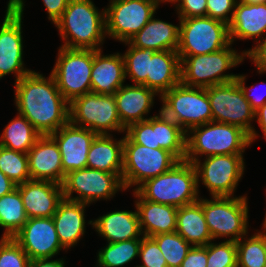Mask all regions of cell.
<instances>
[{"instance_id":"cell-1","label":"cell","mask_w":266,"mask_h":267,"mask_svg":"<svg viewBox=\"0 0 266 267\" xmlns=\"http://www.w3.org/2000/svg\"><path fill=\"white\" fill-rule=\"evenodd\" d=\"M14 105L41 135H51L69 122V102L62 96L53 75L35 70L14 84Z\"/></svg>"},{"instance_id":"cell-2","label":"cell","mask_w":266,"mask_h":267,"mask_svg":"<svg viewBox=\"0 0 266 267\" xmlns=\"http://www.w3.org/2000/svg\"><path fill=\"white\" fill-rule=\"evenodd\" d=\"M70 49L100 50L106 39L105 9L93 0H70L61 18L54 24Z\"/></svg>"},{"instance_id":"cell-3","label":"cell","mask_w":266,"mask_h":267,"mask_svg":"<svg viewBox=\"0 0 266 267\" xmlns=\"http://www.w3.org/2000/svg\"><path fill=\"white\" fill-rule=\"evenodd\" d=\"M144 200L176 208L199 200L197 172L193 163L182 160L166 173L146 180L135 190Z\"/></svg>"},{"instance_id":"cell-4","label":"cell","mask_w":266,"mask_h":267,"mask_svg":"<svg viewBox=\"0 0 266 267\" xmlns=\"http://www.w3.org/2000/svg\"><path fill=\"white\" fill-rule=\"evenodd\" d=\"M248 146L249 134L242 128L211 121L187 132L185 160L194 163L204 155L243 154Z\"/></svg>"},{"instance_id":"cell-5","label":"cell","mask_w":266,"mask_h":267,"mask_svg":"<svg viewBox=\"0 0 266 267\" xmlns=\"http://www.w3.org/2000/svg\"><path fill=\"white\" fill-rule=\"evenodd\" d=\"M179 58L180 82L186 86L200 88L236 80L238 74H228L225 71L241 64L245 59L244 52L238 53L232 48V43L214 53Z\"/></svg>"},{"instance_id":"cell-6","label":"cell","mask_w":266,"mask_h":267,"mask_svg":"<svg viewBox=\"0 0 266 267\" xmlns=\"http://www.w3.org/2000/svg\"><path fill=\"white\" fill-rule=\"evenodd\" d=\"M247 200L246 195L201 197L207 227L214 241L224 237L226 241H238L249 234Z\"/></svg>"},{"instance_id":"cell-7","label":"cell","mask_w":266,"mask_h":267,"mask_svg":"<svg viewBox=\"0 0 266 267\" xmlns=\"http://www.w3.org/2000/svg\"><path fill=\"white\" fill-rule=\"evenodd\" d=\"M179 160L169 151L134 143L126 134L123 141L122 182L135 191L146 180L166 173Z\"/></svg>"},{"instance_id":"cell-8","label":"cell","mask_w":266,"mask_h":267,"mask_svg":"<svg viewBox=\"0 0 266 267\" xmlns=\"http://www.w3.org/2000/svg\"><path fill=\"white\" fill-rule=\"evenodd\" d=\"M160 110L186 133L193 127L212 121L206 88L190 87L181 82L161 97Z\"/></svg>"},{"instance_id":"cell-9","label":"cell","mask_w":266,"mask_h":267,"mask_svg":"<svg viewBox=\"0 0 266 267\" xmlns=\"http://www.w3.org/2000/svg\"><path fill=\"white\" fill-rule=\"evenodd\" d=\"M212 110V121L238 126L249 134L252 144L259 137L252 126L255 111L236 80L206 88Z\"/></svg>"},{"instance_id":"cell-10","label":"cell","mask_w":266,"mask_h":267,"mask_svg":"<svg viewBox=\"0 0 266 267\" xmlns=\"http://www.w3.org/2000/svg\"><path fill=\"white\" fill-rule=\"evenodd\" d=\"M69 122L87 128L96 134L124 133L114 95L86 93L69 103ZM111 132V133H110Z\"/></svg>"},{"instance_id":"cell-11","label":"cell","mask_w":266,"mask_h":267,"mask_svg":"<svg viewBox=\"0 0 266 267\" xmlns=\"http://www.w3.org/2000/svg\"><path fill=\"white\" fill-rule=\"evenodd\" d=\"M92 66L93 50L59 47L51 74L60 93L69 103L91 92Z\"/></svg>"},{"instance_id":"cell-12","label":"cell","mask_w":266,"mask_h":267,"mask_svg":"<svg viewBox=\"0 0 266 267\" xmlns=\"http://www.w3.org/2000/svg\"><path fill=\"white\" fill-rule=\"evenodd\" d=\"M179 56H194L217 52L230 42L228 25L211 17L179 19Z\"/></svg>"},{"instance_id":"cell-13","label":"cell","mask_w":266,"mask_h":267,"mask_svg":"<svg viewBox=\"0 0 266 267\" xmlns=\"http://www.w3.org/2000/svg\"><path fill=\"white\" fill-rule=\"evenodd\" d=\"M24 0H9L0 25V80L14 74L15 82L32 70L23 61V11Z\"/></svg>"},{"instance_id":"cell-14","label":"cell","mask_w":266,"mask_h":267,"mask_svg":"<svg viewBox=\"0 0 266 267\" xmlns=\"http://www.w3.org/2000/svg\"><path fill=\"white\" fill-rule=\"evenodd\" d=\"M63 197L70 201L90 204L109 200L119 191H125L122 173H108L98 169L83 168L66 174L62 183ZM76 193L77 196H73Z\"/></svg>"},{"instance_id":"cell-15","label":"cell","mask_w":266,"mask_h":267,"mask_svg":"<svg viewBox=\"0 0 266 267\" xmlns=\"http://www.w3.org/2000/svg\"><path fill=\"white\" fill-rule=\"evenodd\" d=\"M244 154L212 155L196 160L193 164L197 172V188L204 184L215 196H234L238 183L244 175Z\"/></svg>"},{"instance_id":"cell-16","label":"cell","mask_w":266,"mask_h":267,"mask_svg":"<svg viewBox=\"0 0 266 267\" xmlns=\"http://www.w3.org/2000/svg\"><path fill=\"white\" fill-rule=\"evenodd\" d=\"M153 0H110L105 8L106 36L128 42L156 13Z\"/></svg>"},{"instance_id":"cell-17","label":"cell","mask_w":266,"mask_h":267,"mask_svg":"<svg viewBox=\"0 0 266 267\" xmlns=\"http://www.w3.org/2000/svg\"><path fill=\"white\" fill-rule=\"evenodd\" d=\"M12 238L30 260L54 258L62 249L67 252L59 241L52 217L29 218Z\"/></svg>"},{"instance_id":"cell-18","label":"cell","mask_w":266,"mask_h":267,"mask_svg":"<svg viewBox=\"0 0 266 267\" xmlns=\"http://www.w3.org/2000/svg\"><path fill=\"white\" fill-rule=\"evenodd\" d=\"M97 135L70 122L50 135L58 144L61 153L64 179L71 171L87 168L88 151Z\"/></svg>"},{"instance_id":"cell-19","label":"cell","mask_w":266,"mask_h":267,"mask_svg":"<svg viewBox=\"0 0 266 267\" xmlns=\"http://www.w3.org/2000/svg\"><path fill=\"white\" fill-rule=\"evenodd\" d=\"M29 218L53 217L64 199L62 185L52 181L30 180L16 186Z\"/></svg>"},{"instance_id":"cell-20","label":"cell","mask_w":266,"mask_h":267,"mask_svg":"<svg viewBox=\"0 0 266 267\" xmlns=\"http://www.w3.org/2000/svg\"><path fill=\"white\" fill-rule=\"evenodd\" d=\"M27 157L31 180L52 181L62 185L64 171L61 153L50 135L40 136L28 151Z\"/></svg>"},{"instance_id":"cell-21","label":"cell","mask_w":266,"mask_h":267,"mask_svg":"<svg viewBox=\"0 0 266 267\" xmlns=\"http://www.w3.org/2000/svg\"><path fill=\"white\" fill-rule=\"evenodd\" d=\"M102 53V49L93 50L91 92L114 95L126 81L124 58L119 52L108 55Z\"/></svg>"},{"instance_id":"cell-22","label":"cell","mask_w":266,"mask_h":267,"mask_svg":"<svg viewBox=\"0 0 266 267\" xmlns=\"http://www.w3.org/2000/svg\"><path fill=\"white\" fill-rule=\"evenodd\" d=\"M157 95L154 90L144 85H122L114 94L121 123L127 128L132 123L150 118L147 116Z\"/></svg>"},{"instance_id":"cell-23","label":"cell","mask_w":266,"mask_h":267,"mask_svg":"<svg viewBox=\"0 0 266 267\" xmlns=\"http://www.w3.org/2000/svg\"><path fill=\"white\" fill-rule=\"evenodd\" d=\"M88 224L107 243L142 239L143 237L137 209L134 212L129 210L112 211L95 220L88 221Z\"/></svg>"},{"instance_id":"cell-24","label":"cell","mask_w":266,"mask_h":267,"mask_svg":"<svg viewBox=\"0 0 266 267\" xmlns=\"http://www.w3.org/2000/svg\"><path fill=\"white\" fill-rule=\"evenodd\" d=\"M230 42L238 40H258L266 34V3L246 4L236 2L233 16L228 24Z\"/></svg>"},{"instance_id":"cell-25","label":"cell","mask_w":266,"mask_h":267,"mask_svg":"<svg viewBox=\"0 0 266 267\" xmlns=\"http://www.w3.org/2000/svg\"><path fill=\"white\" fill-rule=\"evenodd\" d=\"M88 204L63 199L53 215V222L61 245L70 249L85 235V211Z\"/></svg>"},{"instance_id":"cell-26","label":"cell","mask_w":266,"mask_h":267,"mask_svg":"<svg viewBox=\"0 0 266 267\" xmlns=\"http://www.w3.org/2000/svg\"><path fill=\"white\" fill-rule=\"evenodd\" d=\"M143 236L153 237L176 231L177 209L174 206L144 200L133 191Z\"/></svg>"},{"instance_id":"cell-27","label":"cell","mask_w":266,"mask_h":267,"mask_svg":"<svg viewBox=\"0 0 266 267\" xmlns=\"http://www.w3.org/2000/svg\"><path fill=\"white\" fill-rule=\"evenodd\" d=\"M151 17L148 23L128 42L141 49L158 51H177L180 25Z\"/></svg>"},{"instance_id":"cell-28","label":"cell","mask_w":266,"mask_h":267,"mask_svg":"<svg viewBox=\"0 0 266 267\" xmlns=\"http://www.w3.org/2000/svg\"><path fill=\"white\" fill-rule=\"evenodd\" d=\"M180 83V58L177 51H158L150 59L147 87L159 98Z\"/></svg>"},{"instance_id":"cell-29","label":"cell","mask_w":266,"mask_h":267,"mask_svg":"<svg viewBox=\"0 0 266 267\" xmlns=\"http://www.w3.org/2000/svg\"><path fill=\"white\" fill-rule=\"evenodd\" d=\"M113 137V134H100L95 137L88 151L87 168L122 173L124 137L120 140Z\"/></svg>"},{"instance_id":"cell-30","label":"cell","mask_w":266,"mask_h":267,"mask_svg":"<svg viewBox=\"0 0 266 267\" xmlns=\"http://www.w3.org/2000/svg\"><path fill=\"white\" fill-rule=\"evenodd\" d=\"M176 232L192 246H206L213 241L199 200L177 209Z\"/></svg>"},{"instance_id":"cell-31","label":"cell","mask_w":266,"mask_h":267,"mask_svg":"<svg viewBox=\"0 0 266 267\" xmlns=\"http://www.w3.org/2000/svg\"><path fill=\"white\" fill-rule=\"evenodd\" d=\"M40 136L34 126L17 113L3 129L0 146L27 154Z\"/></svg>"},{"instance_id":"cell-32","label":"cell","mask_w":266,"mask_h":267,"mask_svg":"<svg viewBox=\"0 0 266 267\" xmlns=\"http://www.w3.org/2000/svg\"><path fill=\"white\" fill-rule=\"evenodd\" d=\"M157 144L179 161L185 160L187 133L161 110L156 114Z\"/></svg>"},{"instance_id":"cell-33","label":"cell","mask_w":266,"mask_h":267,"mask_svg":"<svg viewBox=\"0 0 266 267\" xmlns=\"http://www.w3.org/2000/svg\"><path fill=\"white\" fill-rule=\"evenodd\" d=\"M27 220L28 217L17 187L0 197V227L4 230L2 237H13Z\"/></svg>"},{"instance_id":"cell-34","label":"cell","mask_w":266,"mask_h":267,"mask_svg":"<svg viewBox=\"0 0 266 267\" xmlns=\"http://www.w3.org/2000/svg\"><path fill=\"white\" fill-rule=\"evenodd\" d=\"M261 230L236 241L237 267H265L266 230L263 227Z\"/></svg>"},{"instance_id":"cell-35","label":"cell","mask_w":266,"mask_h":267,"mask_svg":"<svg viewBox=\"0 0 266 267\" xmlns=\"http://www.w3.org/2000/svg\"><path fill=\"white\" fill-rule=\"evenodd\" d=\"M140 245L141 239L106 243L98 251L96 263L101 267H124L138 257Z\"/></svg>"},{"instance_id":"cell-36","label":"cell","mask_w":266,"mask_h":267,"mask_svg":"<svg viewBox=\"0 0 266 267\" xmlns=\"http://www.w3.org/2000/svg\"><path fill=\"white\" fill-rule=\"evenodd\" d=\"M124 44L128 45L126 52L122 54L125 63V77H129L133 84L147 87L150 59L156 51L134 47L129 42H124Z\"/></svg>"},{"instance_id":"cell-37","label":"cell","mask_w":266,"mask_h":267,"mask_svg":"<svg viewBox=\"0 0 266 267\" xmlns=\"http://www.w3.org/2000/svg\"><path fill=\"white\" fill-rule=\"evenodd\" d=\"M158 244L167 263V267H180L192 245L176 231L162 233L152 237Z\"/></svg>"},{"instance_id":"cell-38","label":"cell","mask_w":266,"mask_h":267,"mask_svg":"<svg viewBox=\"0 0 266 267\" xmlns=\"http://www.w3.org/2000/svg\"><path fill=\"white\" fill-rule=\"evenodd\" d=\"M0 170L16 185L30 181L27 154L0 146Z\"/></svg>"},{"instance_id":"cell-39","label":"cell","mask_w":266,"mask_h":267,"mask_svg":"<svg viewBox=\"0 0 266 267\" xmlns=\"http://www.w3.org/2000/svg\"><path fill=\"white\" fill-rule=\"evenodd\" d=\"M207 267H237L236 241L207 244Z\"/></svg>"},{"instance_id":"cell-40","label":"cell","mask_w":266,"mask_h":267,"mask_svg":"<svg viewBox=\"0 0 266 267\" xmlns=\"http://www.w3.org/2000/svg\"><path fill=\"white\" fill-rule=\"evenodd\" d=\"M125 134L136 144L149 148H160L156 137V115L150 116L145 121L130 124Z\"/></svg>"},{"instance_id":"cell-41","label":"cell","mask_w":266,"mask_h":267,"mask_svg":"<svg viewBox=\"0 0 266 267\" xmlns=\"http://www.w3.org/2000/svg\"><path fill=\"white\" fill-rule=\"evenodd\" d=\"M30 258L12 237L0 239V267H28Z\"/></svg>"},{"instance_id":"cell-42","label":"cell","mask_w":266,"mask_h":267,"mask_svg":"<svg viewBox=\"0 0 266 267\" xmlns=\"http://www.w3.org/2000/svg\"><path fill=\"white\" fill-rule=\"evenodd\" d=\"M138 257L142 265L136 267H167L164 255L152 237H142Z\"/></svg>"},{"instance_id":"cell-43","label":"cell","mask_w":266,"mask_h":267,"mask_svg":"<svg viewBox=\"0 0 266 267\" xmlns=\"http://www.w3.org/2000/svg\"><path fill=\"white\" fill-rule=\"evenodd\" d=\"M238 0H207V16L230 23Z\"/></svg>"},{"instance_id":"cell-44","label":"cell","mask_w":266,"mask_h":267,"mask_svg":"<svg viewBox=\"0 0 266 267\" xmlns=\"http://www.w3.org/2000/svg\"><path fill=\"white\" fill-rule=\"evenodd\" d=\"M174 6L179 19L207 16V0H178Z\"/></svg>"},{"instance_id":"cell-45","label":"cell","mask_w":266,"mask_h":267,"mask_svg":"<svg viewBox=\"0 0 266 267\" xmlns=\"http://www.w3.org/2000/svg\"><path fill=\"white\" fill-rule=\"evenodd\" d=\"M243 52L245 59L247 57L255 64L257 73H266V34L251 49L243 50Z\"/></svg>"},{"instance_id":"cell-46","label":"cell","mask_w":266,"mask_h":267,"mask_svg":"<svg viewBox=\"0 0 266 267\" xmlns=\"http://www.w3.org/2000/svg\"><path fill=\"white\" fill-rule=\"evenodd\" d=\"M246 79H247L246 75H244V74H238L236 77V81L239 84V86L241 87V89L245 95V98L249 101L251 108L254 111H256L266 103V94H265V92H264V94L263 93L256 94V92L253 93L254 91H252V90H254V88L256 89L257 87H255V85H252L251 87H246V85H245ZM262 85H265L264 82H262ZM262 85H260V86H262Z\"/></svg>"},{"instance_id":"cell-47","label":"cell","mask_w":266,"mask_h":267,"mask_svg":"<svg viewBox=\"0 0 266 267\" xmlns=\"http://www.w3.org/2000/svg\"><path fill=\"white\" fill-rule=\"evenodd\" d=\"M180 267H207V245L192 246Z\"/></svg>"},{"instance_id":"cell-48","label":"cell","mask_w":266,"mask_h":267,"mask_svg":"<svg viewBox=\"0 0 266 267\" xmlns=\"http://www.w3.org/2000/svg\"><path fill=\"white\" fill-rule=\"evenodd\" d=\"M45 6L48 20L55 24L63 15L70 0H42Z\"/></svg>"},{"instance_id":"cell-49","label":"cell","mask_w":266,"mask_h":267,"mask_svg":"<svg viewBox=\"0 0 266 267\" xmlns=\"http://www.w3.org/2000/svg\"><path fill=\"white\" fill-rule=\"evenodd\" d=\"M28 267H65V260L63 258L56 260L52 258L33 259L30 260Z\"/></svg>"},{"instance_id":"cell-50","label":"cell","mask_w":266,"mask_h":267,"mask_svg":"<svg viewBox=\"0 0 266 267\" xmlns=\"http://www.w3.org/2000/svg\"><path fill=\"white\" fill-rule=\"evenodd\" d=\"M16 184L12 182L1 170H0V197L10 193L16 188Z\"/></svg>"},{"instance_id":"cell-51","label":"cell","mask_w":266,"mask_h":267,"mask_svg":"<svg viewBox=\"0 0 266 267\" xmlns=\"http://www.w3.org/2000/svg\"><path fill=\"white\" fill-rule=\"evenodd\" d=\"M255 120L258 122L264 138L266 139V103L255 111Z\"/></svg>"},{"instance_id":"cell-52","label":"cell","mask_w":266,"mask_h":267,"mask_svg":"<svg viewBox=\"0 0 266 267\" xmlns=\"http://www.w3.org/2000/svg\"><path fill=\"white\" fill-rule=\"evenodd\" d=\"M242 3H246V4H262V3H266V0H238Z\"/></svg>"},{"instance_id":"cell-53","label":"cell","mask_w":266,"mask_h":267,"mask_svg":"<svg viewBox=\"0 0 266 267\" xmlns=\"http://www.w3.org/2000/svg\"><path fill=\"white\" fill-rule=\"evenodd\" d=\"M158 6L161 4V3H165V2H169V3H172V4H176L178 2V0H153Z\"/></svg>"},{"instance_id":"cell-54","label":"cell","mask_w":266,"mask_h":267,"mask_svg":"<svg viewBox=\"0 0 266 267\" xmlns=\"http://www.w3.org/2000/svg\"><path fill=\"white\" fill-rule=\"evenodd\" d=\"M262 227L266 230V214H265L264 221L262 223Z\"/></svg>"}]
</instances>
